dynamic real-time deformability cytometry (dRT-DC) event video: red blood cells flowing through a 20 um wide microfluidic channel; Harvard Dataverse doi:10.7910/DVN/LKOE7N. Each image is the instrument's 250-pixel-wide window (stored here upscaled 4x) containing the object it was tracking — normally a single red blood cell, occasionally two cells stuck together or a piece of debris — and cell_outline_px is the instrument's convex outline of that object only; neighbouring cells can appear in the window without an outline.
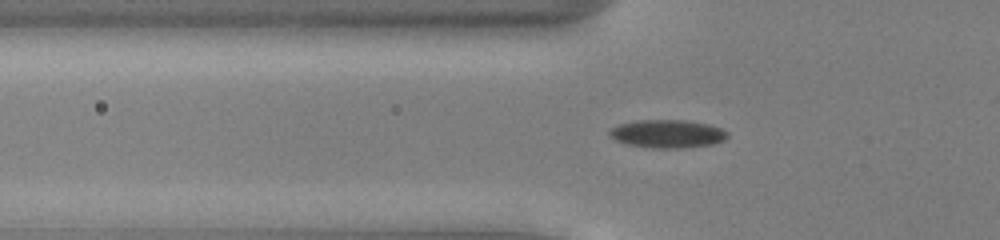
{"species": "common noctule bat (a hibernating species)", "species_latin": "Nyctalus noctula", "temperature_condition": "cold", "stored_images_in_passage": 47, "camera_frame_rate_fps": 3000, "um_per_image_px": 0.085, "animal": {"sex": "male", "body_mass_g": 13.0, "forearm_length_mm": 53.1}, "frame": {"image": 1, "passage_image": 12, "time_ms": 3.667, "image_size_px": [1000, 240], "cell_outline_px": [[728, 136], [724, 140], [712, 144], [684, 148], [652, 148], [628, 144], [616, 140], [608, 136], [608, 132], [612, 128], [620, 124], [636, 120], [684, 120], [708, 124], [720, 128], [728, 132]], "centroid_in_image_um": [56.73, 11.37], "position_along_channel_um": 69.1, "area_um2": 19.31}}
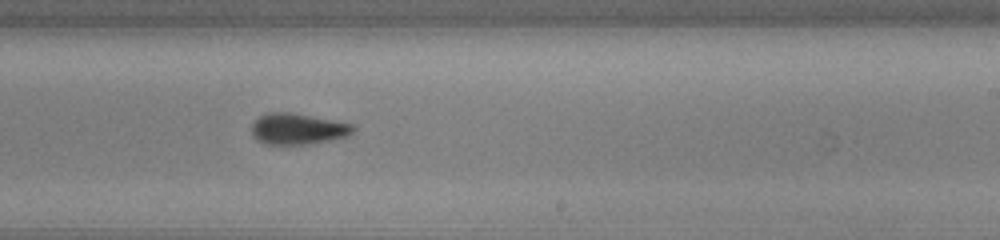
{"frame": {"image": 2, "passage_image": 27, "time_ms": 8.667, "image_size_px": [1000, 240], "cell_outline_px": [[356, 128], [348, 136], [308, 144], [264, 144], [256, 140], [252, 136], [252, 124], [260, 116], [268, 112], [292, 112], [356, 124]], "centroid_in_image_um": [25.32, 10.95], "position_along_channel_um": 263.7, "area_um2": 18.55}}
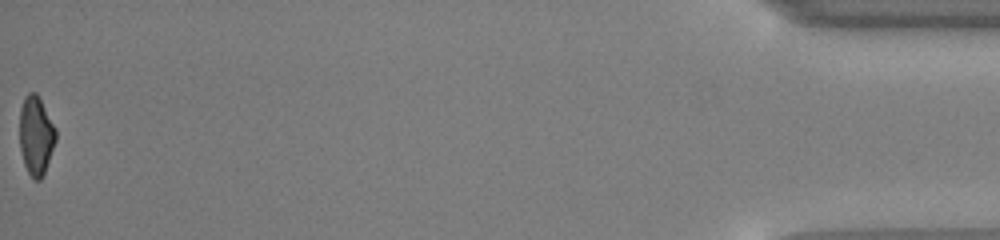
{"frame": {"image": 3, "passage_image": 47, "time_ms": 15.333, "image_size_px": [1000, 240], "cell_outline_px": [[56, 140], [44, 172], [40, 180], [36, 180], [28, 172], [24, 164], [20, 148], [20, 108], [24, 96], [28, 92], [36, 92], [56, 128]], "centroid_in_image_um": [3.05, 11.48], "position_along_channel_um": 432.2, "area_um2": 16.47}, "authors_computed_cell_mechanics": {"area_um2": 18.2648, "velocity_mm_per_s": 3.9302, "shape_relaxation_time_tau1_ms": 5.3171, "shape_relaxation_time_tau2_ms": 2.4283, "deformation_change_tau1": 0.1206, "deformation_change_tau2": 0.0786}}